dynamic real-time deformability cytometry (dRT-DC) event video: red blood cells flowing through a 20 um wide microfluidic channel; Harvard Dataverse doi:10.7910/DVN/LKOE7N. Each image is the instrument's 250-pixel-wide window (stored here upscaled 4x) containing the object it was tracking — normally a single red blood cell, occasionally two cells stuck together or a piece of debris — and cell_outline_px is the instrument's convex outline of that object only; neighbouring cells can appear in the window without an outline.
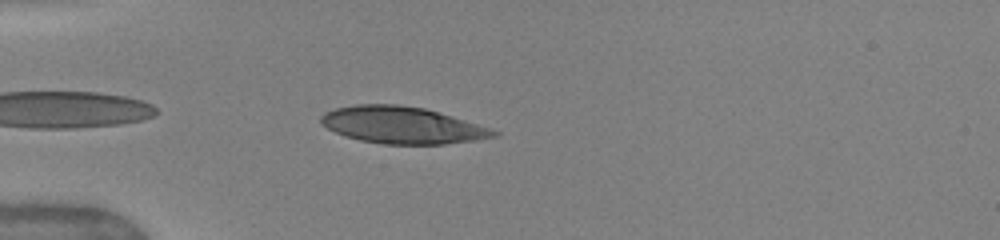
{"species": "human", "species_latin": "Homo sapiens", "temperature_condition": "warm", "stored_images_in_passage": 12, "camera_frame_rate_fps": 3000, "um_per_image_px": 0.085, "donor": {"sex": "female"}, "frame": {"image": 1, "passage_image": 7, "time_ms": 1.0, "image_size_px": [1000, 240], "cell_outline_px": [[500, 136], [476, 140], [444, 144], [384, 144], [360, 140], [344, 136], [320, 124], [320, 116], [324, 112], [336, 108], [356, 104], [396, 104], [424, 108], [452, 116], [500, 132]], "centroid_in_image_um": [34.15, 10.64], "position_along_channel_um": 50.8, "area_um2": 36.99}}